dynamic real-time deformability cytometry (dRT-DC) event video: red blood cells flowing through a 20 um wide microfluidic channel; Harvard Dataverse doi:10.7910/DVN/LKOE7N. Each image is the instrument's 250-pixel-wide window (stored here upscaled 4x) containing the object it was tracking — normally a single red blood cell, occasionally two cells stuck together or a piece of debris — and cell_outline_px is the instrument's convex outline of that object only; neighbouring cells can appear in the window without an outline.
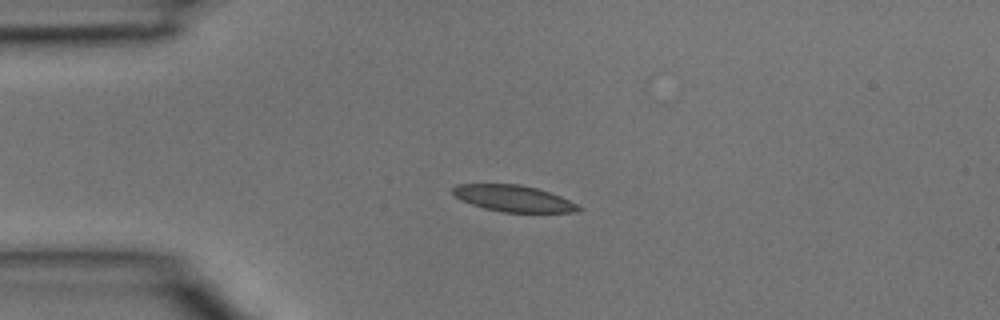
{"species": "common noctule bat (a hibernating species)", "species_latin": "Nyctalus noctula", "temperature_condition": "room temperature", "stored_images_in_passage": 4, "camera_frame_rate_fps": 3000, "um_per_image_px": 0.085, "animal": {"sex": "male", "body_mass_g": 15.6}, "frame": {"image": 1, "passage_image": 3, "time_ms": 0.667, "image_size_px": [1000, 320], "cell_outline_px": [[584, 208], [572, 212], [504, 212], [484, 208], [460, 200], [452, 192], [452, 188], [456, 184], [520, 184], [536, 188], [560, 196]], "centroid_in_image_um": [43.61, 16.86], "position_along_channel_um": 41.4, "area_um2": 19.13}}